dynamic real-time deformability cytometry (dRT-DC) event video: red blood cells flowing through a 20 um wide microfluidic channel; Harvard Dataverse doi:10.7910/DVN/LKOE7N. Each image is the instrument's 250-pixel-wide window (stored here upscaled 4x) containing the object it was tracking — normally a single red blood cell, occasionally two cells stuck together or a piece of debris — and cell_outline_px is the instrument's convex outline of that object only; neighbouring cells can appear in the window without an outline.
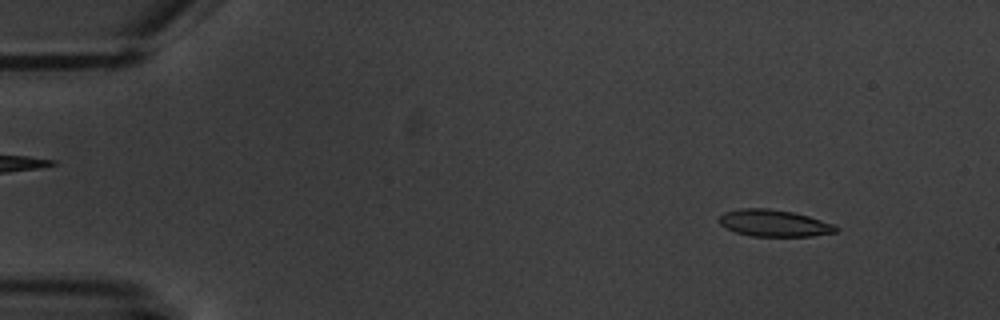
{"species": "common noctule bat (a hibernating species)", "species_latin": "Nyctalus noctula", "temperature_condition": "warm", "stored_images_in_passage": 6, "camera_frame_rate_fps": 3000, "um_per_image_px": 0.085, "animal": {"sex": "male", "body_mass_g": 20.1, "forearm_length_mm": 53.5}, "frame": {"image": 1, "passage_image": 3, "time_ms": 2.0, "image_size_px": [1000, 320], "cell_outline_px": [[840, 228], [836, 232], [812, 236], [752, 236], [736, 232], [720, 224], [720, 216], [724, 212], [740, 208], [768, 208], [792, 212], [808, 216], [836, 224]], "centroid_in_image_um": [65.84, 18.96], "position_along_channel_um": 19.2, "area_um2": 18.21}}
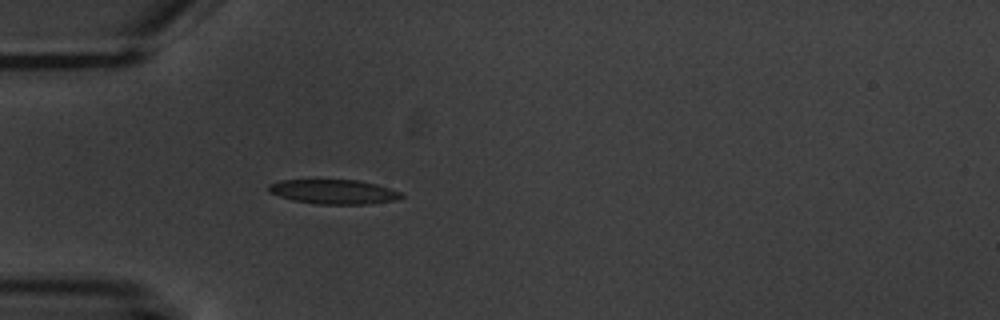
{"frame": {"image": 2, "passage_image": 6, "time_ms": 5.667, "image_size_px": [1000, 320], "cell_outline_px": [[404, 196], [396, 200], [368, 204], [316, 204], [292, 200], [268, 192], [268, 184], [280, 180], [356, 180], [376, 184], [400, 192]], "centroid_in_image_um": [28.33, 16.3], "position_along_channel_um": 56.7, "area_um2": 18.84}}